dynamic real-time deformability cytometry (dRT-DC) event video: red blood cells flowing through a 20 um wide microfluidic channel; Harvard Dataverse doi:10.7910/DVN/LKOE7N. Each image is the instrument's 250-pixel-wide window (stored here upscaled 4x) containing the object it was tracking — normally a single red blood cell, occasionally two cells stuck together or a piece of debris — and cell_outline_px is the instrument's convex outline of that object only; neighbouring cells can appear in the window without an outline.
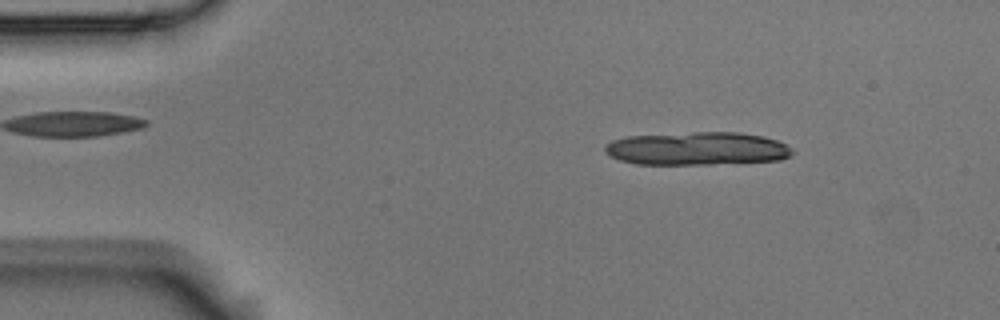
{"species": "Egyptian fruit bat (a non-hibernating species)", "species_latin": "Rousettus aegyptiacus", "temperature_condition": "room temperature", "stored_images_in_passage": 4, "camera_frame_rate_fps": 3000, "um_per_image_px": 0.085, "animal": {"sex": "male"}, "frame": {"image": 1, "passage_image": 2, "time_ms": 0.333, "image_size_px": [1000, 320], "cell_outline_px": [[796, 152], [792, 156], [780, 160], [712, 164], [636, 164], [620, 160], [604, 152], [604, 148], [612, 140], [628, 136], [692, 132], [740, 132], [764, 136], [788, 144]], "centroid_in_image_um": [59.33, 12.63], "position_along_channel_um": 25.7, "area_um2": 36.47}}
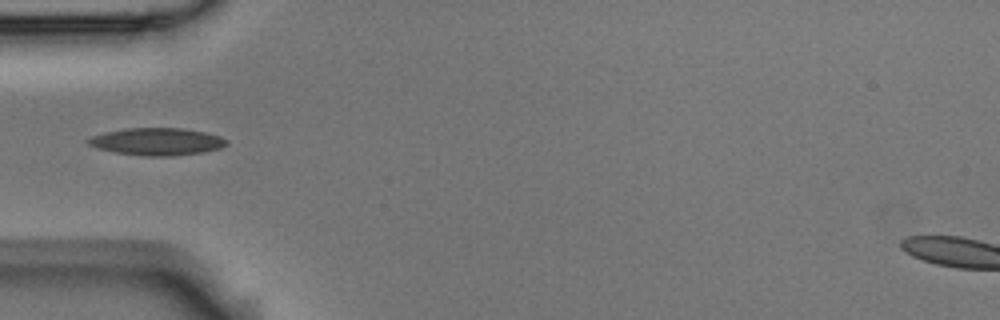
{"frame": {"image": 2, "passage_image": 4, "time_ms": 1.0, "image_size_px": [1000, 320], "cell_outline_px": [[228, 144], [220, 148], [204, 152], [172, 156], [144, 156], [116, 152], [96, 148], [88, 144], [84, 140], [92, 136], [104, 132], [124, 128], [180, 128], [204, 132], [220, 136], [228, 140]], "centroid_in_image_um": [13.32, 12.03], "position_along_channel_um": 71.7, "area_um2": 22.14}}